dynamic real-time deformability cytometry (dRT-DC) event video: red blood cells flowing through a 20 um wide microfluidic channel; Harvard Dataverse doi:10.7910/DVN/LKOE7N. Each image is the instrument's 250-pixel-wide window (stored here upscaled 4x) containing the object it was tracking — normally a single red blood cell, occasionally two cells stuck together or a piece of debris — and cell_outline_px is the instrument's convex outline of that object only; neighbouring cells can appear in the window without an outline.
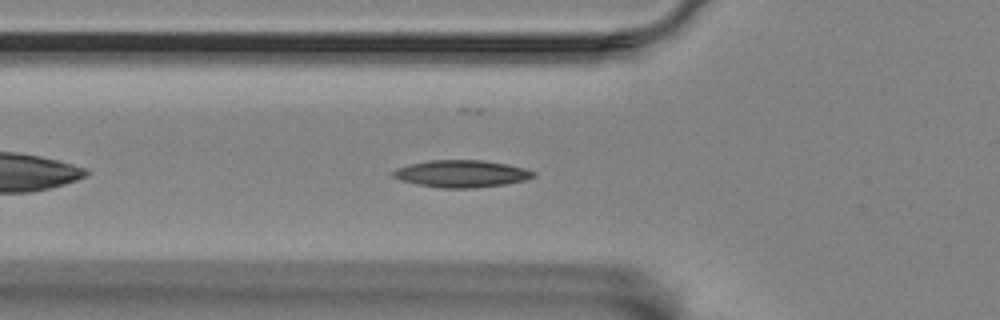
{"species": "Egyptian fruit bat (a non-hibernating species)", "species_latin": "Rousettus aegyptiacus", "temperature_condition": "room temperature", "stored_images_in_passage": 43, "camera_frame_rate_fps": 3000, "um_per_image_px": 0.085, "animal": {"sex": "female"}, "frame": {"image": 1, "passage_image": 8, "time_ms": 2.333, "image_size_px": [1000, 320], "cell_outline_px": [[536, 176], [524, 180], [504, 184], [476, 188], [440, 188], [416, 184], [400, 180], [392, 176], [392, 172], [396, 168], [408, 164], [428, 160], [484, 160], [508, 164], [524, 168], [536, 172]], "centroid_in_image_um": [39.21, 14.76], "position_along_channel_um": 86.6, "area_um2": 22.37}}
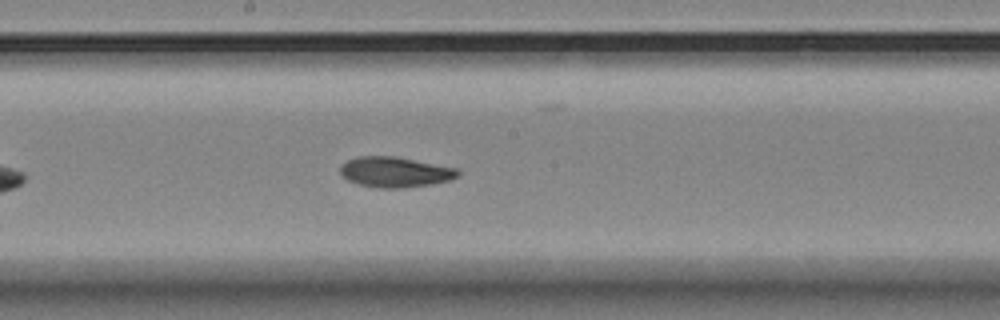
{"frame": {"image": 2, "passage_image": 19, "time_ms": 6.0, "image_size_px": [1000, 320], "cell_outline_px": [[460, 172], [456, 176], [448, 180], [432, 184], [400, 188], [376, 188], [360, 184], [348, 180], [340, 172], [340, 164], [356, 156], [392, 156], [456, 168]], "centroid_in_image_um": [33.52, 14.62], "position_along_channel_um": 214.7, "area_um2": 20.52}}
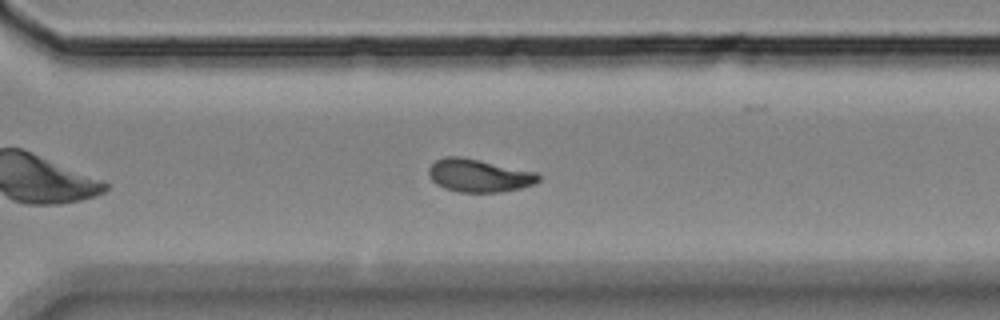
{"frame": {"image": 3, "passage_image": 29, "time_ms": 9.333, "image_size_px": [1000, 320], "cell_outline_px": [[540, 180], [536, 184], [520, 188], [500, 192], [456, 192], [444, 188], [436, 184], [428, 176], [428, 168], [436, 160], [444, 156], [460, 156], [480, 160], [536, 172], [540, 176]], "centroid_in_image_um": [40.69, 14.92], "position_along_channel_um": 329.9, "area_um2": 21.21}}